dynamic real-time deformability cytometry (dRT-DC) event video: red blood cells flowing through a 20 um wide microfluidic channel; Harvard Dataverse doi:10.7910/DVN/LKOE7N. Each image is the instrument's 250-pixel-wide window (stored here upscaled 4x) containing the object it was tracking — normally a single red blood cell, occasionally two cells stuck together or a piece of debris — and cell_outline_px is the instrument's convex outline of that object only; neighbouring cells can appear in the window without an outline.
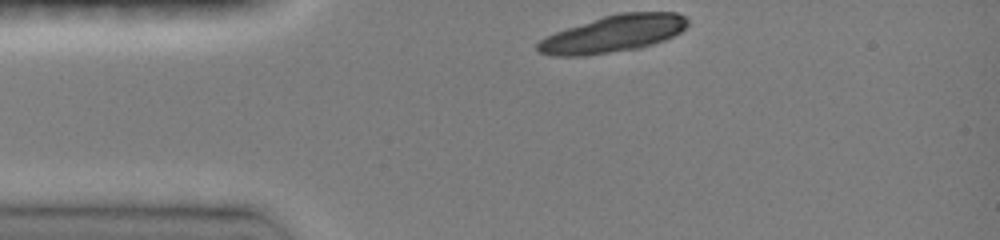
{"species": "common noctule bat (a hibernating species)", "species_latin": "Nyctalus noctula", "temperature_condition": "room temperature", "stored_images_in_passage": 35, "camera_frame_rate_fps": 3000, "um_per_image_px": 0.085, "animal": {"sex": "female", "body_mass_g": 19.0, "forearm_length_mm": 51.5}, "frame": {"image": 1, "passage_image": 1, "time_ms": 0.0, "image_size_px": [1000, 240], "cell_outline_px": [[688, 24], [680, 32], [664, 40], [640, 48], [584, 56], [552, 56], [540, 52], [536, 48], [536, 44], [540, 40], [556, 32], [604, 16], [620, 12], [676, 12], [684, 16], [688, 20]], "centroid_in_image_um": [52.14, 2.88], "position_along_channel_um": 32.9, "area_um2": 32.02}}